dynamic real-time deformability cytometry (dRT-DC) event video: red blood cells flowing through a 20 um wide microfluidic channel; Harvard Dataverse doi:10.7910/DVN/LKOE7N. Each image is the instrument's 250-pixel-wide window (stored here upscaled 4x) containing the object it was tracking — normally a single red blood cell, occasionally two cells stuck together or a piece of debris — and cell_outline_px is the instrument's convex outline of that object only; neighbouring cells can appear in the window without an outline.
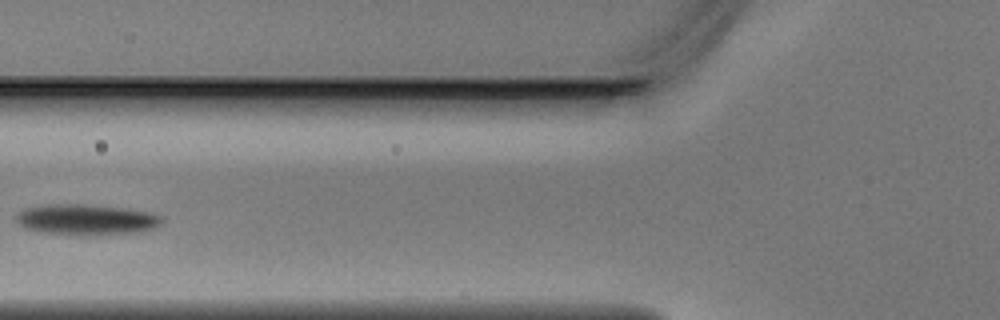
{"species": "Egyptian fruit bat (a non-hibernating species)", "species_latin": "Rousettus aegyptiacus", "temperature_condition": "warm", "stored_images_in_passage": 4, "camera_frame_rate_fps": 3000, "um_per_image_px": 0.085, "animal": {"sex": "male"}, "frame": {"image": 1, "passage_image": 4, "time_ms": 1.0, "image_size_px": [1000, 320], "cell_outline_px": [[164, 220], [156, 228], [132, 232], [40, 232], [24, 228], [16, 224], [16, 212], [24, 208], [44, 204], [84, 204], [128, 208], [148, 212], [160, 216]], "centroid_in_image_um": [7.26, 18.6], "position_along_channel_um": 118.5, "area_um2": 25.14}}